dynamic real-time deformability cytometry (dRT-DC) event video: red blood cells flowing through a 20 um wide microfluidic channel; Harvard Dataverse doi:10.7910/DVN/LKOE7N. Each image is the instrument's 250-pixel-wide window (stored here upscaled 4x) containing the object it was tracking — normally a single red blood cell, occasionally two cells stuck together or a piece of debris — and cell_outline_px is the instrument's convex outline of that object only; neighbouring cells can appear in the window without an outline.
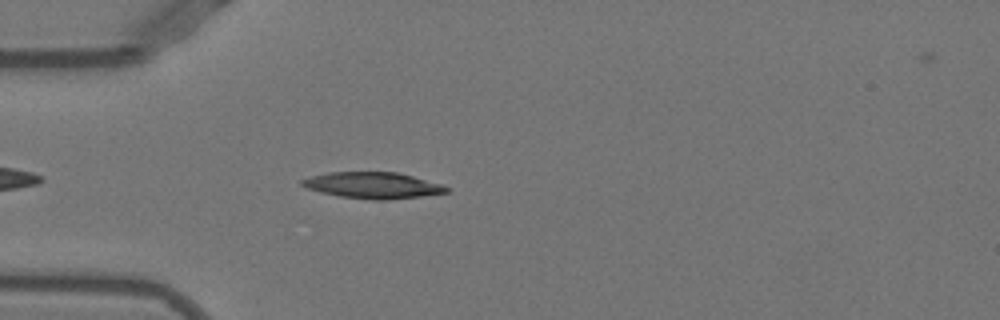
{"species": "Egyptian fruit bat (a non-hibernating species)", "species_latin": "Rousettus aegyptiacus", "temperature_condition": "warm", "stored_images_in_passage": 42, "camera_frame_rate_fps": 3000, "um_per_image_px": 0.085, "animal": {"sex": "female"}, "frame": {"image": 1, "passage_image": 5, "time_ms": 1.333, "image_size_px": [1000, 320], "cell_outline_px": [[452, 188], [448, 192], [420, 196], [388, 200], [372, 200], [340, 196], [320, 192], [308, 188], [300, 184], [300, 180], [312, 176], [328, 172], [396, 172], [412, 176], [440, 184]], "centroid_in_image_um": [31.69, 15.75], "position_along_channel_um": 53.3, "area_um2": 21.96}}
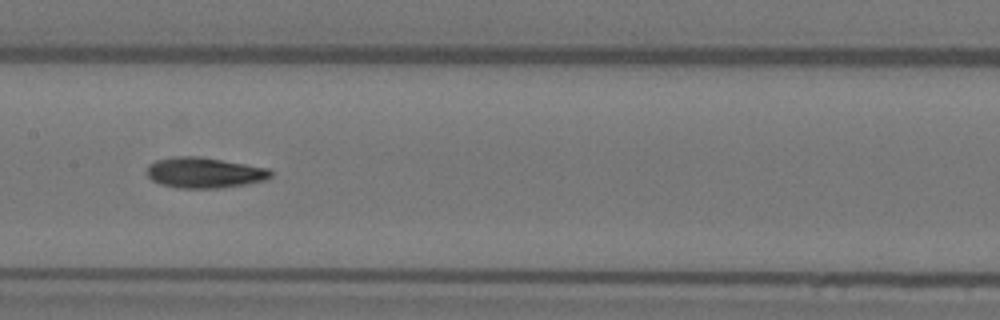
{"frame": {"image": 2, "passage_image": 16, "time_ms": 5.0, "image_size_px": [1000, 320], "cell_outline_px": [[272, 176], [264, 180], [248, 184], [224, 188], [176, 188], [160, 184], [152, 180], [148, 176], [148, 164], [156, 160], [172, 156], [200, 156], [268, 168], [272, 172]], "centroid_in_image_um": [17.37, 14.68], "position_along_channel_um": 190.0, "area_um2": 22.25}}
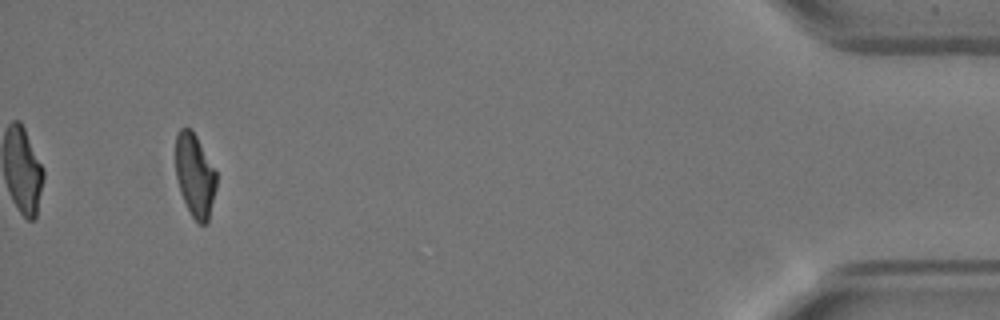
{"frame": {"image": 3, "passage_image": 39, "time_ms": 12.667, "image_size_px": [1000, 320], "cell_outline_px": [[216, 188], [208, 220], [204, 224], [200, 224], [192, 216], [180, 192], [176, 176], [176, 136], [180, 128], [192, 128], [216, 168]], "centroid_in_image_um": [16.58, 14.85], "position_along_channel_um": 418.6, "area_um2": 19.83}, "authors_computed_cell_mechanics": {"area_um2": 21.3571, "velocity_mm_per_s": 3.9303, "shape_relaxation_time_tau1_ms": 8.5827, "shape_relaxation_time_tau2_ms": 3.189, "deformation_change_tau1": 0.2686, "deformation_change_tau2": 0.0918}}